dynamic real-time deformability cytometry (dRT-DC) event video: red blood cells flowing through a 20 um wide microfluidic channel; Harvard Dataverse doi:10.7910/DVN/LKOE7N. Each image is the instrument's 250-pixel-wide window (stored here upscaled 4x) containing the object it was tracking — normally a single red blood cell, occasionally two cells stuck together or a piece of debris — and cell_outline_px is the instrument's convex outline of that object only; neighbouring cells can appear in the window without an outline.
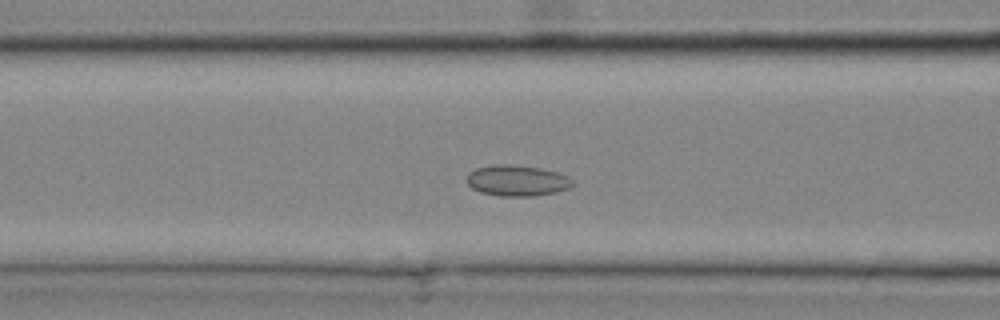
{"species": "common noctule bat (a hibernating species)", "species_latin": "Nyctalus noctula", "temperature_condition": "cold", "stored_images_in_passage": 22, "camera_frame_rate_fps": 3000, "um_per_image_px": 0.085, "animal": {"sex": "male", "body_mass_g": 20.4}, "frame": {"image": 1, "passage_image": 5, "time_ms": 1.333, "image_size_px": [1000, 320], "cell_outline_px": [[572, 184], [568, 188], [556, 192], [532, 196], [500, 196], [480, 192], [472, 188], [464, 180], [468, 172], [476, 168], [492, 164], [512, 164], [540, 168], [556, 172], [568, 176], [572, 180]], "centroid_in_image_um": [43.88, 15.34], "position_along_channel_um": 122.7, "area_um2": 19.19}}
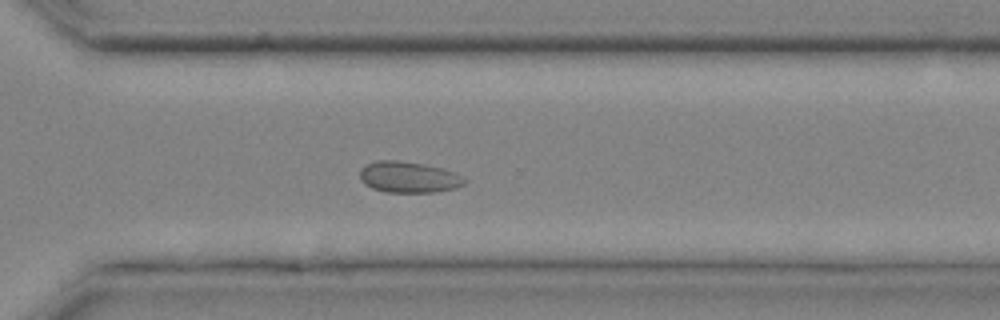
{"frame": {"image": 2, "passage_image": 15, "time_ms": 4.667, "image_size_px": [1000, 320], "cell_outline_px": [[468, 180], [464, 184], [456, 188], [436, 192], [384, 192], [372, 188], [364, 184], [360, 180], [360, 168], [364, 164], [380, 160], [400, 160], [424, 164], [440, 168], [464, 176]], "centroid_in_image_um": [34.72, 15.06], "position_along_channel_um": 335.9, "area_um2": 19.19}}
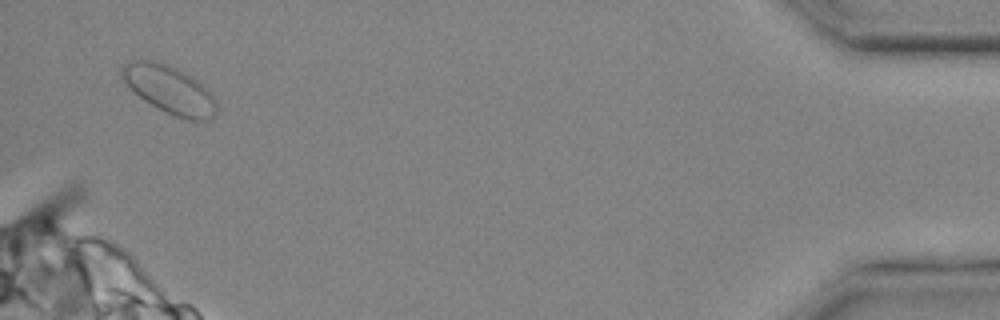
{"frame": {"image": 3, "passage_image": 22, "time_ms": 7.0, "image_size_px": [1000, 320], "cell_outline_px": [[216, 116], [208, 120], [188, 120], [176, 116], [144, 100], [132, 92], [120, 76], [120, 68], [124, 64], [132, 60], [160, 60], [192, 76], [212, 92], [216, 100]], "centroid_in_image_um": [14.4, 7.59], "position_along_channel_um": 420.8, "area_um2": 26.7}}